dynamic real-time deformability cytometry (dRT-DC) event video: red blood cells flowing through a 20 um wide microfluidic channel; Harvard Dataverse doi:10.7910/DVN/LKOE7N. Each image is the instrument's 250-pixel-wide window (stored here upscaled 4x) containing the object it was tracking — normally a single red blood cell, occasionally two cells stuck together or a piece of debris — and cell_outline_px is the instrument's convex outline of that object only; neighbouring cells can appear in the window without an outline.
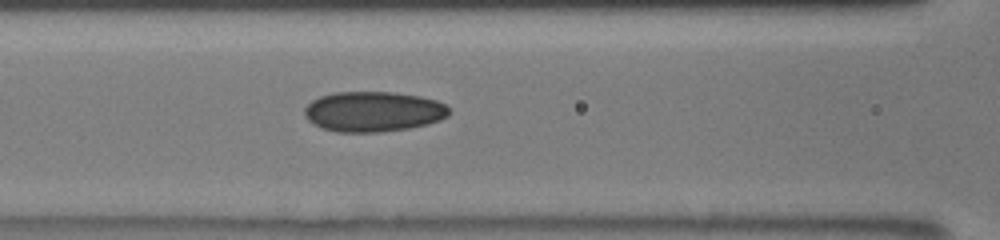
{"species": "human", "species_latin": "Homo sapiens", "temperature_condition": "room temperature", "stored_images_in_passage": 37, "camera_frame_rate_fps": 3000, "um_per_image_px": 0.085, "donor": {"sex": "male"}, "frame": {"image": 1, "passage_image": 20, "time_ms": 7.667, "image_size_px": [1000, 240], "cell_outline_px": [[452, 112], [448, 116], [440, 120], [428, 124], [408, 128], [380, 132], [336, 132], [324, 128], [308, 120], [304, 116], [304, 108], [312, 100], [320, 96], [332, 92], [392, 92], [420, 96], [436, 100], [444, 104]], "centroid_in_image_um": [31.74, 9.48], "position_along_channel_um": 134.9, "area_um2": 33.99}}
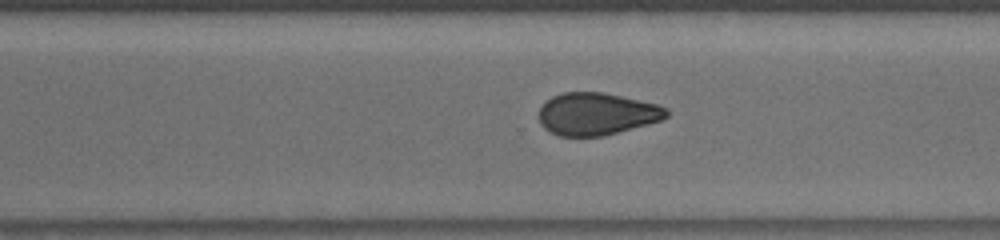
{"frame": {"image": 2, "passage_image": 31, "time_ms": 12.333, "image_size_px": [1000, 240], "cell_outline_px": [[668, 116], [660, 120], [648, 124], [604, 136], [560, 136], [548, 132], [540, 124], [540, 108], [552, 96], [564, 92], [604, 92], [656, 104], [668, 108]], "centroid_in_image_um": [50.71, 9.69], "position_along_channel_um": 319.9, "area_um2": 31.39}}
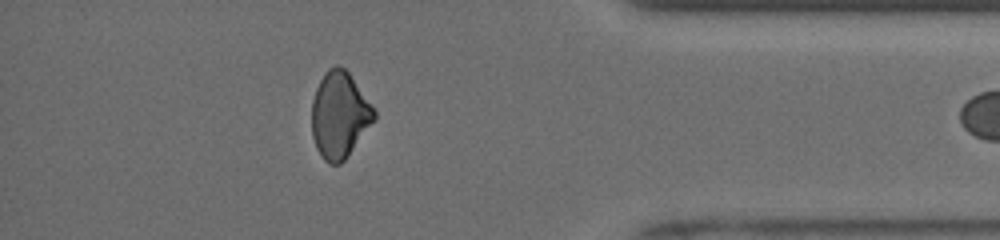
{"frame": {"image": 3, "passage_image": 36, "time_ms": 15.0, "image_size_px": [1000, 240], "cell_outline_px": [[376, 120], [344, 160], [340, 164], [328, 164], [324, 160], [316, 148], [312, 136], [312, 100], [316, 88], [324, 72], [328, 68], [336, 64], [344, 68], [348, 72], [376, 112]], "centroid_in_image_um": [28.84, 9.78], "position_along_channel_um": 406.4, "area_um2": 31.33}, "authors_computed_cell_mechanics": {"area_um2": 33.8708, "velocity_mm_per_s": 3.9758, "shape_relaxation_time_tau1_ms": null, "shape_relaxation_time_tau2_ms": 2.2393, "deformation_change_tau1": null, "deformation_change_tau2": 0.0767}}